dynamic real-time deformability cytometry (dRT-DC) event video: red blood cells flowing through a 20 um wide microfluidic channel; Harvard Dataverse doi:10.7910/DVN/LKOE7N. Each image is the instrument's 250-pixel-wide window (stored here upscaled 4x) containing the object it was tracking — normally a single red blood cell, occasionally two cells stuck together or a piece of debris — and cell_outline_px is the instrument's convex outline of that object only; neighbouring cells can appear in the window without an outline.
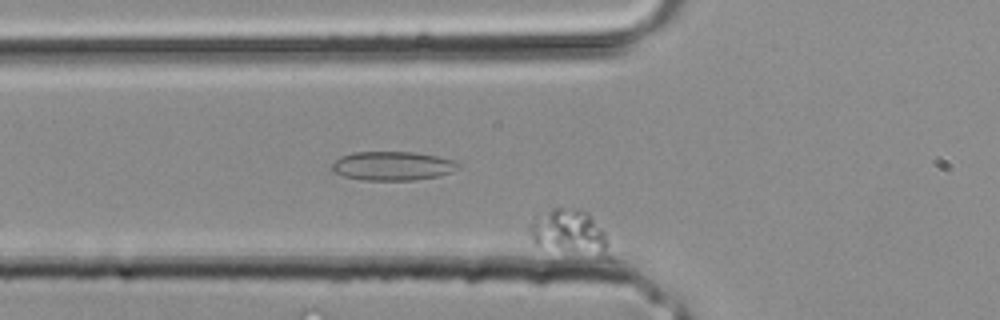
{"species": "common noctule bat (a hibernating species)", "species_latin": "Nyctalus noctula", "temperature_condition": "room temperature", "stored_images_in_passage": 31, "camera_frame_rate_fps": 3000, "um_per_image_px": 0.085, "animal": {"sex": "male", "body_mass_g": 20.4}, "frame": {"image": 1, "passage_image": 12, "time_ms": 3.667, "image_size_px": [1000, 320], "cell_outline_px": [[616, 260], [608, 260], [536, 248], [532, 244], [528, 232], [536, 216], [552, 208], [584, 208], [588, 212], [604, 232], [608, 240]], "centroid_in_image_um": [48.48, 19.86], "position_along_channel_um": 77.3, "area_um2": 22.6}}
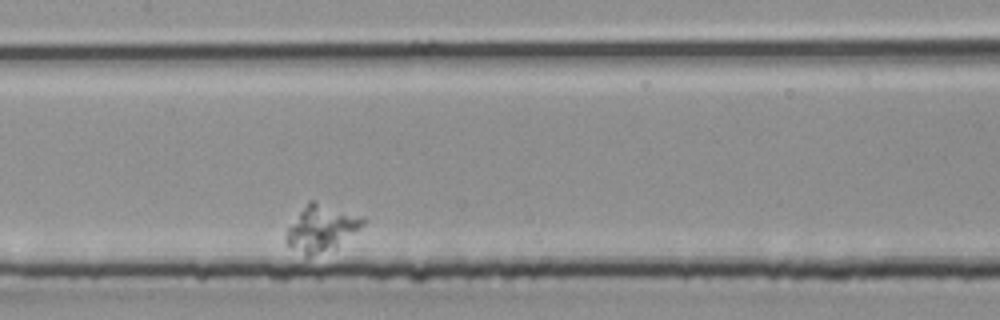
{"frame": {"image": 2, "passage_image": 19, "time_ms": 6.0, "image_size_px": [1000, 320], "cell_outline_px": [[364, 224], [336, 248], [308, 256], [304, 256], [288, 244], [284, 240], [284, 236], [288, 228], [308, 200], [312, 200], [364, 216]], "centroid_in_image_um": [27.31, 19.39], "position_along_channel_um": 180.1, "area_um2": 20.46}}
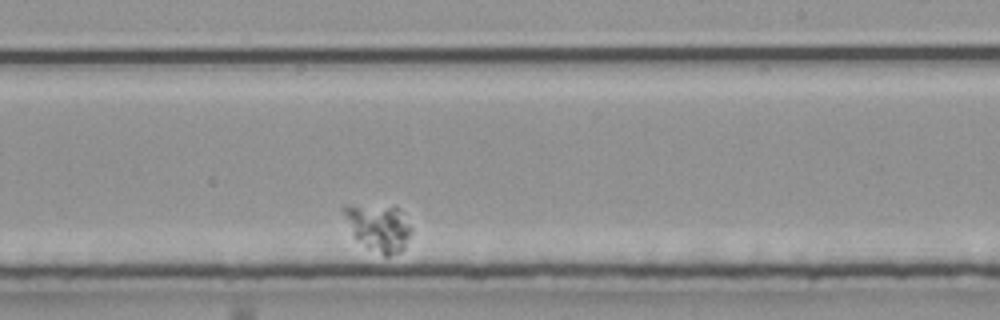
{"frame": {"image": 3, "passage_image": 24, "time_ms": 7.667, "image_size_px": [1000, 320], "cell_outline_px": [[412, 232], [404, 248], [400, 252], [388, 256], [384, 256], [368, 248], [352, 236], [340, 208], [344, 204], [396, 204], [400, 208], [412, 228]], "centroid_in_image_um": [32.15, 19.27], "position_along_channel_um": 256.8, "area_um2": 19.42}}